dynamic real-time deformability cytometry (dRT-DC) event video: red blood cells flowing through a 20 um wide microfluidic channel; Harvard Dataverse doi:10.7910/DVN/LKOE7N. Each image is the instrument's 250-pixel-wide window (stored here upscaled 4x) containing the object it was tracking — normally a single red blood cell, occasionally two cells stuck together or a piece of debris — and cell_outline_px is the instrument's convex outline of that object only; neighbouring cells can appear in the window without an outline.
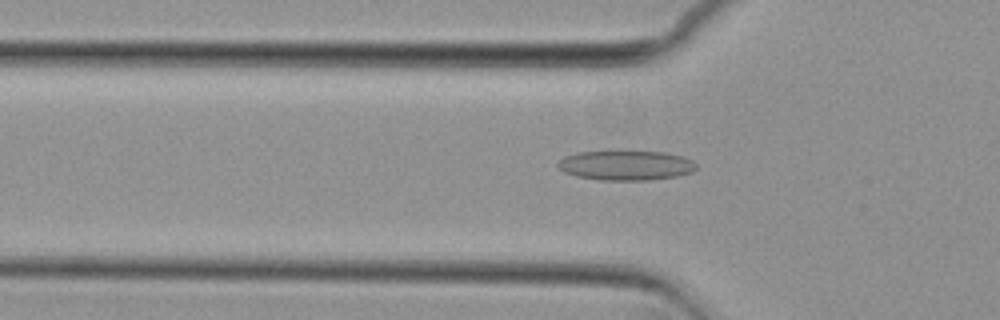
{"species": "common noctule bat (a hibernating species)", "species_latin": "Nyctalus noctula", "temperature_condition": "cold", "stored_images_in_passage": 55, "camera_frame_rate_fps": 3000, "um_per_image_px": 0.085, "animal": {"sex": "female", "body_mass_g": 29.2, "forearm_length_mm": 56.3}, "frame": {"image": 1, "passage_image": 18, "time_ms": 5.667, "image_size_px": [1000, 320], "cell_outline_px": [[696, 168], [692, 172], [676, 176], [648, 180], [600, 180], [576, 176], [564, 172], [556, 164], [564, 156], [576, 152], [664, 152], [684, 156], [692, 160], [696, 164]], "centroid_in_image_um": [53.2, 14.06], "position_along_channel_um": 72.6, "area_um2": 23.81}}
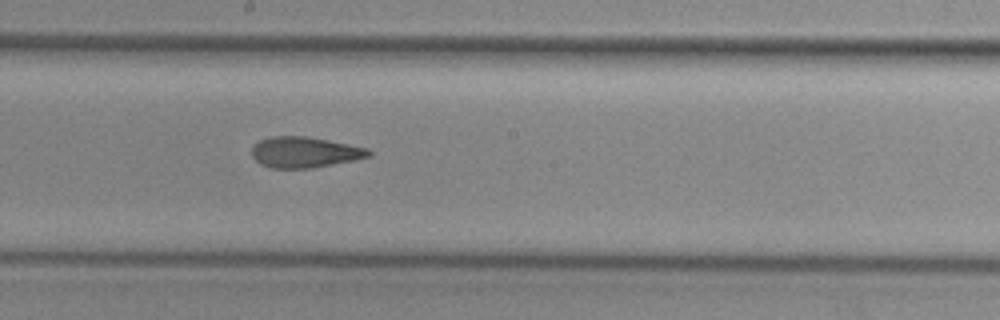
{"frame": {"image": 2, "passage_image": 30, "time_ms": 9.667, "image_size_px": [1000, 320], "cell_outline_px": [[372, 156], [356, 160], [312, 168], [272, 168], [260, 164], [252, 156], [252, 148], [260, 140], [272, 136], [304, 136], [348, 144], [368, 148], [372, 152]], "centroid_in_image_um": [25.92, 12.95], "position_along_channel_um": 222.3, "area_um2": 20.92}}
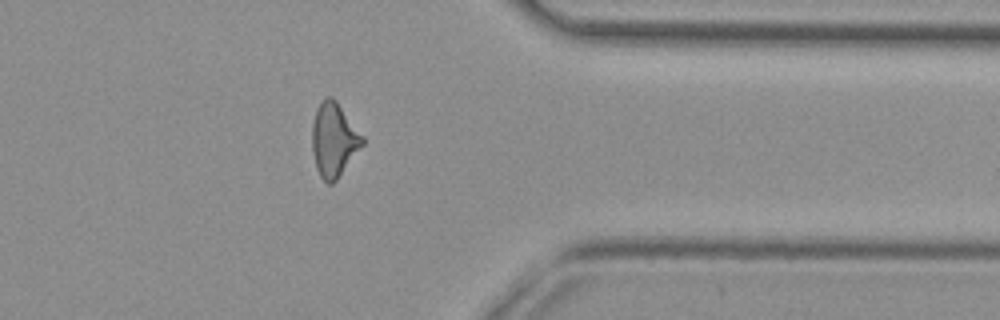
{"frame": {"image": 3, "passage_image": 44, "time_ms": 14.333, "image_size_px": [1000, 320], "cell_outline_px": [[364, 144], [336, 180], [332, 184], [328, 184], [320, 176], [316, 168], [312, 152], [312, 124], [316, 108], [320, 100], [328, 96], [332, 96], [336, 100], [364, 136]], "centroid_in_image_um": [28.37, 11.86], "position_along_channel_um": 383.0, "area_um2": 21.85}, "authors_computed_cell_mechanics": {"area_um2": 21.7906, "velocity_mm_per_s": 3.7325, "shape_relaxation_time_tau1_ms": null, "shape_relaxation_time_tau2_ms": 3.6004, "deformation_change_tau1": null, "deformation_change_tau2": 0.1211}}